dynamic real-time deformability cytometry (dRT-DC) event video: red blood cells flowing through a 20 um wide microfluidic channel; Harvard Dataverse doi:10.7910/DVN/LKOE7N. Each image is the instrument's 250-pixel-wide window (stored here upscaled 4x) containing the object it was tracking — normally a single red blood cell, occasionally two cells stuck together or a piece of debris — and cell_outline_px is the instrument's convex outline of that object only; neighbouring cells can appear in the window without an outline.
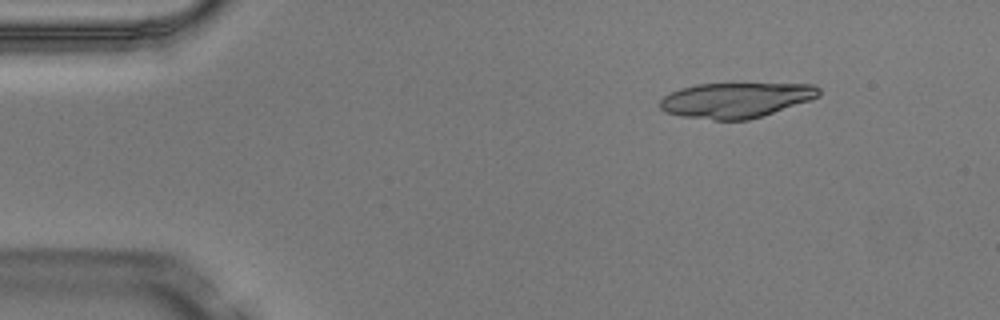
{"species": "Egyptian fruit bat (a non-hibernating species)", "species_latin": "Rousettus aegyptiacus", "temperature_condition": "warm", "stored_images_in_passage": 4, "camera_frame_rate_fps": 3000, "um_per_image_px": 0.085, "animal": {"sex": "male"}, "frame": {"image": 1, "passage_image": 1, "time_ms": 0.0, "image_size_px": [1000, 320], "cell_outline_px": [[820, 96], [812, 100], [748, 120], [712, 120], [680, 116], [664, 112], [660, 108], [660, 100], [664, 96], [680, 88], [696, 84], [812, 84], [820, 88]], "centroid_in_image_um": [62.54, 8.51], "position_along_channel_um": 22.5, "area_um2": 32.6}}